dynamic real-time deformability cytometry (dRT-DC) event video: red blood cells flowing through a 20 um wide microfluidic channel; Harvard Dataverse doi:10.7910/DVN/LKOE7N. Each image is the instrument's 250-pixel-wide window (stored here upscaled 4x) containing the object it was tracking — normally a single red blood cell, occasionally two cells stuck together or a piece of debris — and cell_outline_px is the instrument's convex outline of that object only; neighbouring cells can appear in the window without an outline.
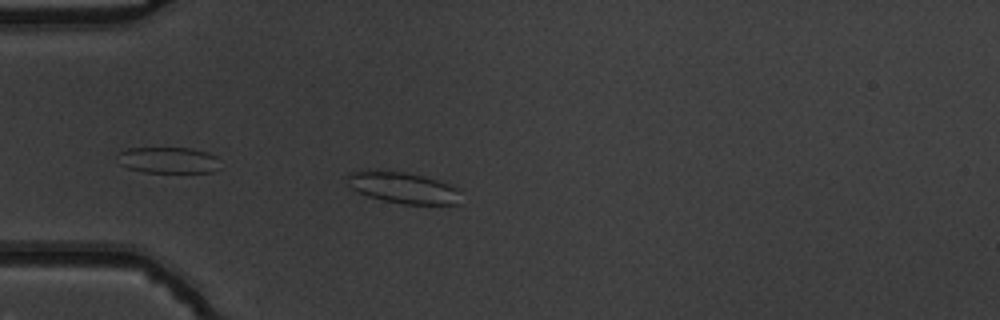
{"species": "common noctule bat (a hibernating species)", "species_latin": "Nyctalus noctula", "temperature_condition": "warm", "stored_images_in_passage": 35, "camera_frame_rate_fps": 3000, "um_per_image_px": 0.085, "animal": {"sex": "male", "body_mass_g": 19.5, "forearm_length_mm": 54.6}, "frame": {"image": 1, "passage_image": 2, "time_ms": 0.333, "image_size_px": [1000, 320], "cell_outline_px": [[460, 204], [404, 204], [384, 200], [368, 196], [352, 188], [348, 184], [348, 172], [404, 172], [424, 176], [460, 188]], "centroid_in_image_um": [34.35, 15.98], "position_along_channel_um": 50.7, "area_um2": 20.11}}
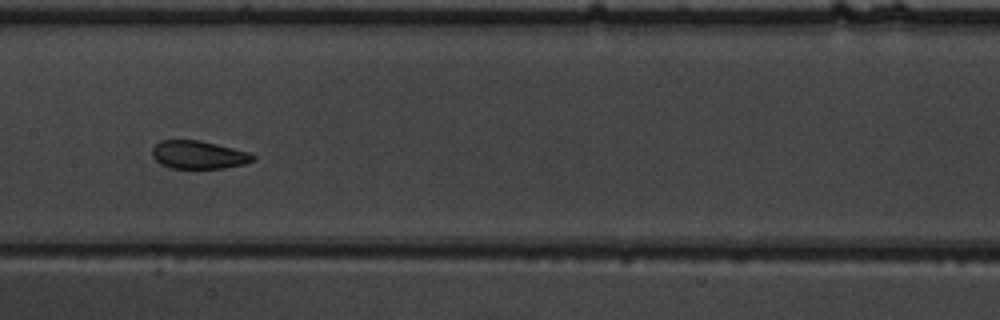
{"frame": {"image": 2, "passage_image": 14, "time_ms": 4.333, "image_size_px": [1000, 320], "cell_outline_px": [[256, 160], [244, 164], [224, 168], [172, 168], [160, 164], [152, 156], [152, 148], [160, 140], [200, 140], [248, 152], [256, 156]], "centroid_in_image_um": [16.87, 13.16], "position_along_channel_um": 190.5, "area_um2": 16.47}}
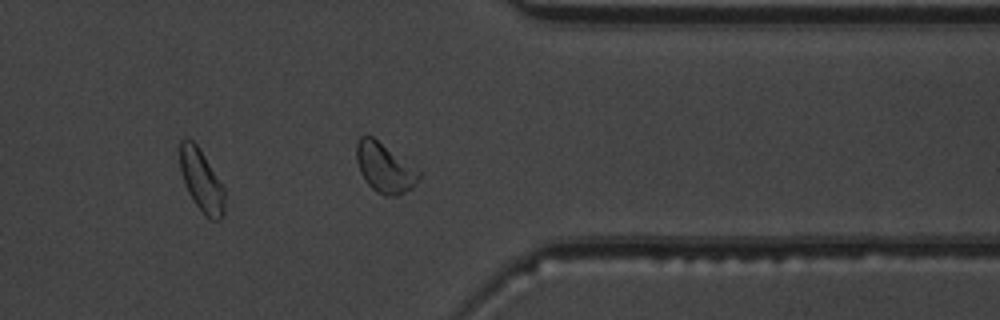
{"frame": {"image": 3, "passage_image": 29, "time_ms": 9.333, "image_size_px": [1000, 320], "cell_outline_px": [[420, 176], [416, 184], [412, 188], [396, 196], [384, 196], [376, 192], [364, 180], [360, 172], [356, 160], [356, 144], [360, 136], [372, 136], [420, 172]], "centroid_in_image_um": [32.66, 14.29], "position_along_channel_um": 378.7, "area_um2": 17.74}, "authors_computed_cell_mechanics": {"area_um2": 17.1088, "velocity_mm_per_s": 3.8498, "shape_relaxation_time_tau1_ms": 7.6851, "shape_relaxation_time_tau2_ms": 1.4142, "deformation_change_tau1": 0.1294, "deformation_change_tau2": 0.0746}}